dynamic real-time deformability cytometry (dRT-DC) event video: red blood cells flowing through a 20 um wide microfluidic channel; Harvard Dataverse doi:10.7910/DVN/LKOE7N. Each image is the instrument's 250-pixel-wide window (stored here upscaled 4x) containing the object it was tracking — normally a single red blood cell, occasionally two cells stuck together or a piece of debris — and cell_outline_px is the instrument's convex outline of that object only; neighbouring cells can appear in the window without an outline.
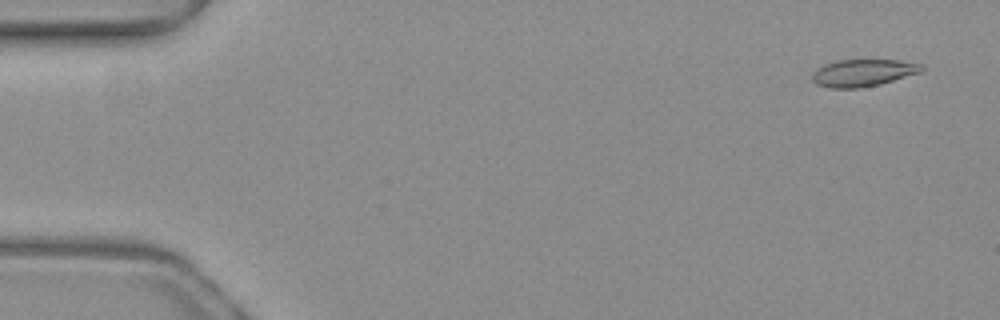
{"species": "common noctule bat (a hibernating species)", "species_latin": "Nyctalus noctula", "temperature_condition": "warm", "stored_images_in_passage": 52, "camera_frame_rate_fps": 3000, "um_per_image_px": 0.085, "animal": {"sex": "female", "body_mass_g": 19.3, "forearm_length_mm": 54.1}, "frame": {"image": 1, "passage_image": 3, "time_ms": 0.667, "image_size_px": [1000, 320], "cell_outline_px": [[924, 68], [920, 72], [880, 84], [860, 88], [828, 88], [816, 84], [812, 80], [812, 72], [816, 68], [824, 64], [836, 60], [900, 60], [924, 64]], "centroid_in_image_um": [73.33, 6.18], "position_along_channel_um": 11.7, "area_um2": 17.46}}
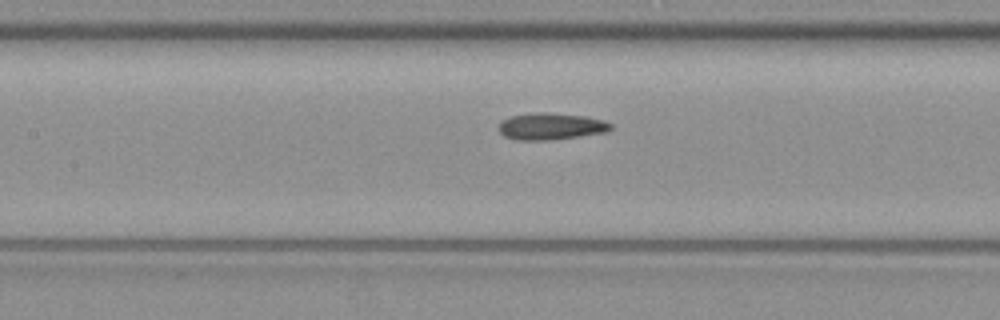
{"frame": {"image": 2, "passage_image": 24, "time_ms": 7.667, "image_size_px": [1000, 320], "cell_outline_px": [[612, 128], [608, 132], [580, 136], [548, 140], [516, 140], [504, 136], [500, 132], [500, 124], [504, 120], [512, 116], [536, 112], [544, 112], [584, 116], [604, 120], [612, 124]], "centroid_in_image_um": [46.87, 10.74], "position_along_channel_um": 160.5, "area_um2": 17.34}}
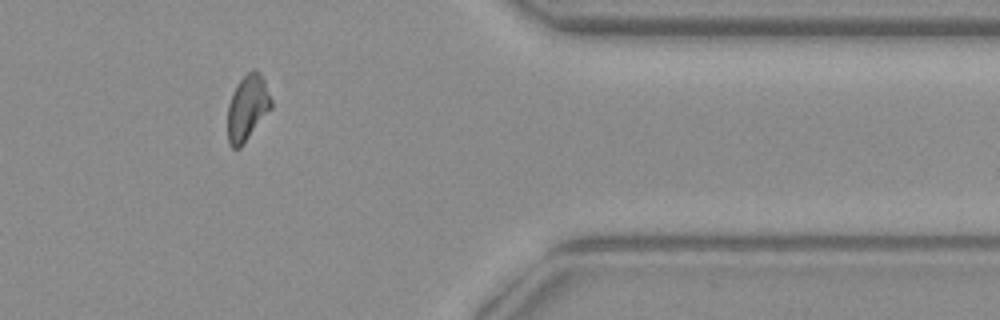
{"frame": {"image": 3, "passage_image": 43, "time_ms": 14.0, "image_size_px": [1000, 320], "cell_outline_px": [[272, 108], [240, 148], [232, 148], [228, 144], [228, 104], [232, 92], [236, 84], [252, 68], [256, 68], [260, 72], [264, 80], [272, 100]], "centroid_in_image_um": [21.03, 9.14], "position_along_channel_um": 390.4, "area_um2": 16.82}, "authors_computed_cell_mechanics": {"area_um2": 17.3111, "velocity_mm_per_s": 3.9992, "shape_relaxation_time_tau1_ms": null, "shape_relaxation_time_tau2_ms": 2.1897, "deformation_change_tau1": null, "deformation_change_tau2": 0.0934}}